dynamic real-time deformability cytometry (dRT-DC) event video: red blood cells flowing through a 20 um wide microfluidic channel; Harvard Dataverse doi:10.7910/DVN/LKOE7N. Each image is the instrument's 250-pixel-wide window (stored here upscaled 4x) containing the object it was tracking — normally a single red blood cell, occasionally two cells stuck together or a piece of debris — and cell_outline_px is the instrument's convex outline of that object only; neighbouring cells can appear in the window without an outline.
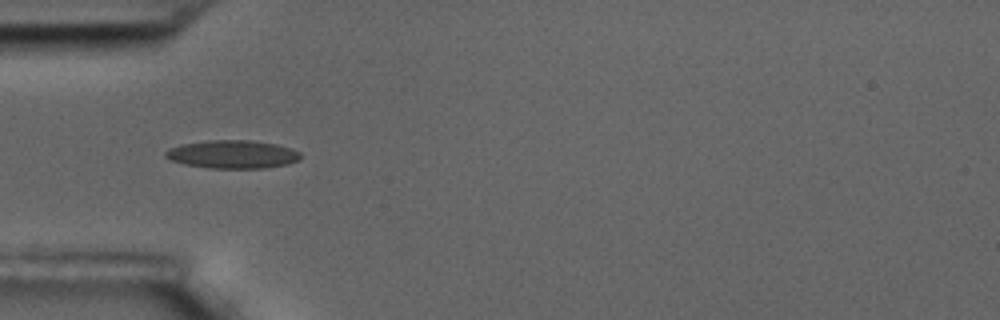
{"species": "common noctule bat (a hibernating species)", "species_latin": "Nyctalus noctula", "temperature_condition": "room temperature", "stored_images_in_passage": 41, "camera_frame_rate_fps": 3000, "um_per_image_px": 0.085, "animal": {"sex": "male", "body_mass_g": 17.5, "forearm_length_mm": 52.3}, "frame": {"image": 1, "passage_image": 1, "time_ms": 0.0, "image_size_px": [1000, 320], "cell_outline_px": [[300, 160], [288, 164], [264, 168], [208, 168], [184, 164], [172, 160], [164, 156], [164, 152], [180, 144], [208, 140], [248, 140], [276, 144], [300, 152]], "centroid_in_image_um": [19.76, 13.12], "position_along_channel_um": 65.2, "area_um2": 22.08}}
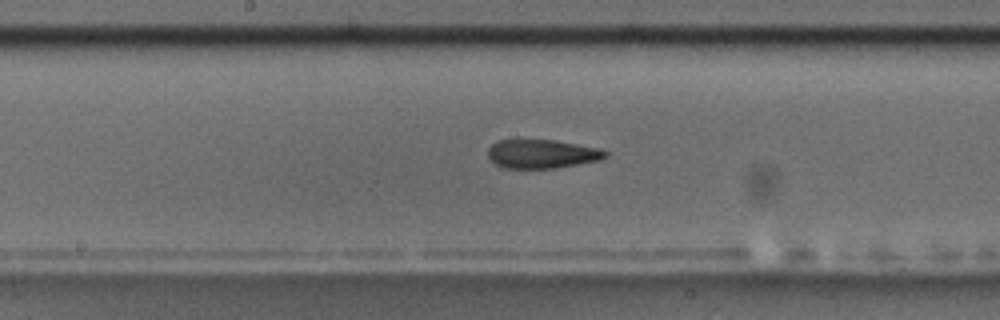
{"frame": {"image": 2, "passage_image": 13, "time_ms": 4.0, "image_size_px": [1000, 320], "cell_outline_px": [[608, 156], [600, 160], [556, 168], [504, 168], [496, 164], [488, 156], [488, 148], [492, 144], [500, 140], [556, 140], [600, 148], [608, 152]], "centroid_in_image_um": [46.1, 13.08], "position_along_channel_um": 202.1, "area_um2": 19.71}}
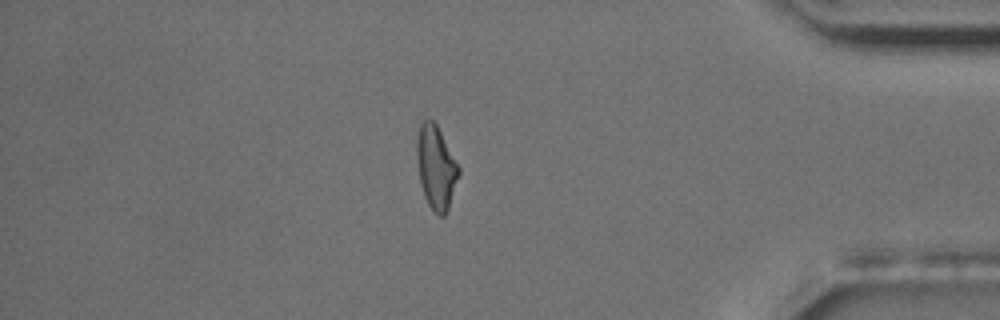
{"frame": {"image": 3, "passage_image": 33, "time_ms": 10.667, "image_size_px": [1000, 320], "cell_outline_px": [[460, 176], [448, 208], [444, 216], [440, 216], [428, 204], [424, 196], [420, 180], [416, 156], [416, 140], [420, 124], [424, 120], [432, 120], [436, 124], [460, 168]], "centroid_in_image_um": [37.06, 14.22], "position_along_channel_um": 398.1, "area_um2": 20.17}, "authors_computed_cell_mechanics": {"area_um2": 20.3456, "velocity_mm_per_s": 3.4433, "shape_relaxation_time_tau1_ms": null, "shape_relaxation_time_tau2_ms": 2.5784, "deformation_change_tau1": null, "deformation_change_tau2": 0.0999}}